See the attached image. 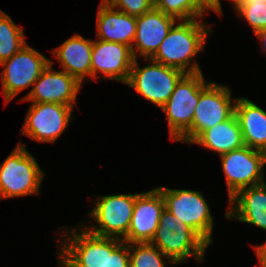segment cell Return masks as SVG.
<instances>
[{
	"instance_id": "30",
	"label": "cell",
	"mask_w": 266,
	"mask_h": 267,
	"mask_svg": "<svg viewBox=\"0 0 266 267\" xmlns=\"http://www.w3.org/2000/svg\"><path fill=\"white\" fill-rule=\"evenodd\" d=\"M260 43V50L266 54V28L255 34Z\"/></svg>"
},
{
	"instance_id": "9",
	"label": "cell",
	"mask_w": 266,
	"mask_h": 267,
	"mask_svg": "<svg viewBox=\"0 0 266 267\" xmlns=\"http://www.w3.org/2000/svg\"><path fill=\"white\" fill-rule=\"evenodd\" d=\"M228 85L209 81L201 88L191 129L178 141L191 144L203 131L222 123L234 114L237 97Z\"/></svg>"
},
{
	"instance_id": "31",
	"label": "cell",
	"mask_w": 266,
	"mask_h": 267,
	"mask_svg": "<svg viewBox=\"0 0 266 267\" xmlns=\"http://www.w3.org/2000/svg\"><path fill=\"white\" fill-rule=\"evenodd\" d=\"M230 1L233 7V10L235 11L238 9L240 6H242L245 3H248L250 0H226Z\"/></svg>"
},
{
	"instance_id": "29",
	"label": "cell",
	"mask_w": 266,
	"mask_h": 267,
	"mask_svg": "<svg viewBox=\"0 0 266 267\" xmlns=\"http://www.w3.org/2000/svg\"><path fill=\"white\" fill-rule=\"evenodd\" d=\"M257 256L260 267H266V244L252 245Z\"/></svg>"
},
{
	"instance_id": "8",
	"label": "cell",
	"mask_w": 266,
	"mask_h": 267,
	"mask_svg": "<svg viewBox=\"0 0 266 267\" xmlns=\"http://www.w3.org/2000/svg\"><path fill=\"white\" fill-rule=\"evenodd\" d=\"M138 60L134 59L125 85L134 89L148 102L161 108L169 100L178 81L185 73L153 61L151 58L143 59L146 64L141 67Z\"/></svg>"
},
{
	"instance_id": "18",
	"label": "cell",
	"mask_w": 266,
	"mask_h": 267,
	"mask_svg": "<svg viewBox=\"0 0 266 267\" xmlns=\"http://www.w3.org/2000/svg\"><path fill=\"white\" fill-rule=\"evenodd\" d=\"M92 46L93 39L84 38L83 35L76 33L51 51L59 61L62 71L84 84V81L92 82Z\"/></svg>"
},
{
	"instance_id": "5",
	"label": "cell",
	"mask_w": 266,
	"mask_h": 267,
	"mask_svg": "<svg viewBox=\"0 0 266 267\" xmlns=\"http://www.w3.org/2000/svg\"><path fill=\"white\" fill-rule=\"evenodd\" d=\"M79 224L64 225L56 235L62 236L57 239V267H103L105 237L94 235Z\"/></svg>"
},
{
	"instance_id": "17",
	"label": "cell",
	"mask_w": 266,
	"mask_h": 267,
	"mask_svg": "<svg viewBox=\"0 0 266 267\" xmlns=\"http://www.w3.org/2000/svg\"><path fill=\"white\" fill-rule=\"evenodd\" d=\"M225 218L266 231V181L244 188L231 197Z\"/></svg>"
},
{
	"instance_id": "2",
	"label": "cell",
	"mask_w": 266,
	"mask_h": 267,
	"mask_svg": "<svg viewBox=\"0 0 266 267\" xmlns=\"http://www.w3.org/2000/svg\"><path fill=\"white\" fill-rule=\"evenodd\" d=\"M150 243L176 265L186 264L190 258H194L197 263H203L209 247L192 228L166 208L161 213L159 225Z\"/></svg>"
},
{
	"instance_id": "27",
	"label": "cell",
	"mask_w": 266,
	"mask_h": 267,
	"mask_svg": "<svg viewBox=\"0 0 266 267\" xmlns=\"http://www.w3.org/2000/svg\"><path fill=\"white\" fill-rule=\"evenodd\" d=\"M112 7L130 16L139 17L151 10L154 5L149 0H105Z\"/></svg>"
},
{
	"instance_id": "13",
	"label": "cell",
	"mask_w": 266,
	"mask_h": 267,
	"mask_svg": "<svg viewBox=\"0 0 266 267\" xmlns=\"http://www.w3.org/2000/svg\"><path fill=\"white\" fill-rule=\"evenodd\" d=\"M55 61L50 60L34 82L32 90L18 100L31 103H58L75 108L83 84L74 76L62 70L53 69Z\"/></svg>"
},
{
	"instance_id": "6",
	"label": "cell",
	"mask_w": 266,
	"mask_h": 267,
	"mask_svg": "<svg viewBox=\"0 0 266 267\" xmlns=\"http://www.w3.org/2000/svg\"><path fill=\"white\" fill-rule=\"evenodd\" d=\"M207 82L203 72L185 74L160 108L166 116L171 141L178 142L191 129L200 90Z\"/></svg>"
},
{
	"instance_id": "1",
	"label": "cell",
	"mask_w": 266,
	"mask_h": 267,
	"mask_svg": "<svg viewBox=\"0 0 266 267\" xmlns=\"http://www.w3.org/2000/svg\"><path fill=\"white\" fill-rule=\"evenodd\" d=\"M202 20H178L151 59L185 74L202 72L196 58L205 51L207 38L214 30Z\"/></svg>"
},
{
	"instance_id": "7",
	"label": "cell",
	"mask_w": 266,
	"mask_h": 267,
	"mask_svg": "<svg viewBox=\"0 0 266 267\" xmlns=\"http://www.w3.org/2000/svg\"><path fill=\"white\" fill-rule=\"evenodd\" d=\"M165 200V208L192 228L209 246L213 244L214 217L210 206L199 190L169 189L156 186Z\"/></svg>"
},
{
	"instance_id": "28",
	"label": "cell",
	"mask_w": 266,
	"mask_h": 267,
	"mask_svg": "<svg viewBox=\"0 0 266 267\" xmlns=\"http://www.w3.org/2000/svg\"><path fill=\"white\" fill-rule=\"evenodd\" d=\"M195 5L206 15L213 11L218 16H223L221 0H194ZM211 10V11H210Z\"/></svg>"
},
{
	"instance_id": "10",
	"label": "cell",
	"mask_w": 266,
	"mask_h": 267,
	"mask_svg": "<svg viewBox=\"0 0 266 267\" xmlns=\"http://www.w3.org/2000/svg\"><path fill=\"white\" fill-rule=\"evenodd\" d=\"M49 63L50 59L28 43L9 59L0 63L3 68L0 75L4 105L23 90L29 87L32 90L34 82Z\"/></svg>"
},
{
	"instance_id": "22",
	"label": "cell",
	"mask_w": 266,
	"mask_h": 267,
	"mask_svg": "<svg viewBox=\"0 0 266 267\" xmlns=\"http://www.w3.org/2000/svg\"><path fill=\"white\" fill-rule=\"evenodd\" d=\"M27 43L24 29L0 9V63L9 59Z\"/></svg>"
},
{
	"instance_id": "4",
	"label": "cell",
	"mask_w": 266,
	"mask_h": 267,
	"mask_svg": "<svg viewBox=\"0 0 266 267\" xmlns=\"http://www.w3.org/2000/svg\"><path fill=\"white\" fill-rule=\"evenodd\" d=\"M138 194H98V197L92 200L93 208L87 213L88 217L92 218L89 220L90 224L82 222V226L94 235L124 240Z\"/></svg>"
},
{
	"instance_id": "3",
	"label": "cell",
	"mask_w": 266,
	"mask_h": 267,
	"mask_svg": "<svg viewBox=\"0 0 266 267\" xmlns=\"http://www.w3.org/2000/svg\"><path fill=\"white\" fill-rule=\"evenodd\" d=\"M45 172L20 141L0 163V200L40 194Z\"/></svg>"
},
{
	"instance_id": "19",
	"label": "cell",
	"mask_w": 266,
	"mask_h": 267,
	"mask_svg": "<svg viewBox=\"0 0 266 267\" xmlns=\"http://www.w3.org/2000/svg\"><path fill=\"white\" fill-rule=\"evenodd\" d=\"M136 19L101 0L97 10L96 39L122 43L131 48L136 36Z\"/></svg>"
},
{
	"instance_id": "21",
	"label": "cell",
	"mask_w": 266,
	"mask_h": 267,
	"mask_svg": "<svg viewBox=\"0 0 266 267\" xmlns=\"http://www.w3.org/2000/svg\"><path fill=\"white\" fill-rule=\"evenodd\" d=\"M191 144H197L206 150L221 154L244 146L242 131L236 115L226 121L203 131Z\"/></svg>"
},
{
	"instance_id": "24",
	"label": "cell",
	"mask_w": 266,
	"mask_h": 267,
	"mask_svg": "<svg viewBox=\"0 0 266 267\" xmlns=\"http://www.w3.org/2000/svg\"><path fill=\"white\" fill-rule=\"evenodd\" d=\"M154 7L177 20L203 19L205 14L194 0H156Z\"/></svg>"
},
{
	"instance_id": "20",
	"label": "cell",
	"mask_w": 266,
	"mask_h": 267,
	"mask_svg": "<svg viewBox=\"0 0 266 267\" xmlns=\"http://www.w3.org/2000/svg\"><path fill=\"white\" fill-rule=\"evenodd\" d=\"M234 114L242 131L244 145L266 153V111L243 96L237 97Z\"/></svg>"
},
{
	"instance_id": "15",
	"label": "cell",
	"mask_w": 266,
	"mask_h": 267,
	"mask_svg": "<svg viewBox=\"0 0 266 267\" xmlns=\"http://www.w3.org/2000/svg\"><path fill=\"white\" fill-rule=\"evenodd\" d=\"M164 209L165 200L157 187L139 193L135 199L127 237L123 241L127 243L151 242Z\"/></svg>"
},
{
	"instance_id": "11",
	"label": "cell",
	"mask_w": 266,
	"mask_h": 267,
	"mask_svg": "<svg viewBox=\"0 0 266 267\" xmlns=\"http://www.w3.org/2000/svg\"><path fill=\"white\" fill-rule=\"evenodd\" d=\"M228 200L238 191L265 182L266 153L244 145L221 154Z\"/></svg>"
},
{
	"instance_id": "25",
	"label": "cell",
	"mask_w": 266,
	"mask_h": 267,
	"mask_svg": "<svg viewBox=\"0 0 266 267\" xmlns=\"http://www.w3.org/2000/svg\"><path fill=\"white\" fill-rule=\"evenodd\" d=\"M235 14L249 24L254 35L266 28V0H250L236 9Z\"/></svg>"
},
{
	"instance_id": "12",
	"label": "cell",
	"mask_w": 266,
	"mask_h": 267,
	"mask_svg": "<svg viewBox=\"0 0 266 267\" xmlns=\"http://www.w3.org/2000/svg\"><path fill=\"white\" fill-rule=\"evenodd\" d=\"M73 111L74 107L58 103H31L20 134L31 141L53 144L73 123Z\"/></svg>"
},
{
	"instance_id": "32",
	"label": "cell",
	"mask_w": 266,
	"mask_h": 267,
	"mask_svg": "<svg viewBox=\"0 0 266 267\" xmlns=\"http://www.w3.org/2000/svg\"><path fill=\"white\" fill-rule=\"evenodd\" d=\"M153 5L155 4L156 0H149Z\"/></svg>"
},
{
	"instance_id": "26",
	"label": "cell",
	"mask_w": 266,
	"mask_h": 267,
	"mask_svg": "<svg viewBox=\"0 0 266 267\" xmlns=\"http://www.w3.org/2000/svg\"><path fill=\"white\" fill-rule=\"evenodd\" d=\"M103 267H130L129 243L105 237Z\"/></svg>"
},
{
	"instance_id": "14",
	"label": "cell",
	"mask_w": 266,
	"mask_h": 267,
	"mask_svg": "<svg viewBox=\"0 0 266 267\" xmlns=\"http://www.w3.org/2000/svg\"><path fill=\"white\" fill-rule=\"evenodd\" d=\"M134 57L131 48L122 43L93 39L92 81L113 80L126 84Z\"/></svg>"
},
{
	"instance_id": "23",
	"label": "cell",
	"mask_w": 266,
	"mask_h": 267,
	"mask_svg": "<svg viewBox=\"0 0 266 267\" xmlns=\"http://www.w3.org/2000/svg\"><path fill=\"white\" fill-rule=\"evenodd\" d=\"M130 267H168L176 265L155 245L146 243H129Z\"/></svg>"
},
{
	"instance_id": "16",
	"label": "cell",
	"mask_w": 266,
	"mask_h": 267,
	"mask_svg": "<svg viewBox=\"0 0 266 267\" xmlns=\"http://www.w3.org/2000/svg\"><path fill=\"white\" fill-rule=\"evenodd\" d=\"M178 20L153 7L136 19V36L131 47L134 59L152 58Z\"/></svg>"
}]
</instances>
